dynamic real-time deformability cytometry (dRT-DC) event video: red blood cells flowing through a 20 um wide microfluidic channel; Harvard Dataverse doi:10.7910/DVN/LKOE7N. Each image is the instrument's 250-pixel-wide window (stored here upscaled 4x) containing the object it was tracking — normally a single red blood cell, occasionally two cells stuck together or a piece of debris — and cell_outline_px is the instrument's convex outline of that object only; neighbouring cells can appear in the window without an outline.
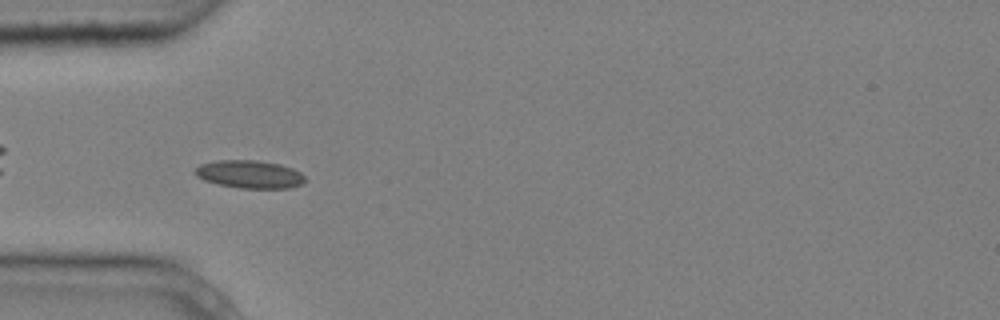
{"species": "common noctule bat (a hibernating species)", "species_latin": "Nyctalus noctula", "temperature_condition": "cold", "stored_images_in_passage": 7, "camera_frame_rate_fps": 3000, "um_per_image_px": 0.085, "animal": {"sex": "male", "body_mass_g": 20.4}, "frame": {"image": 1, "passage_image": 1, "time_ms": 0.0, "image_size_px": [1000, 320], "cell_outline_px": [[304, 180], [300, 184], [288, 188], [240, 188], [220, 184], [204, 180], [196, 176], [192, 172], [200, 164], [216, 160], [256, 160], [280, 164], [292, 168], [300, 172], [304, 176]], "centroid_in_image_um": [21.17, 14.8], "position_along_channel_um": 63.8, "area_um2": 17.8}}
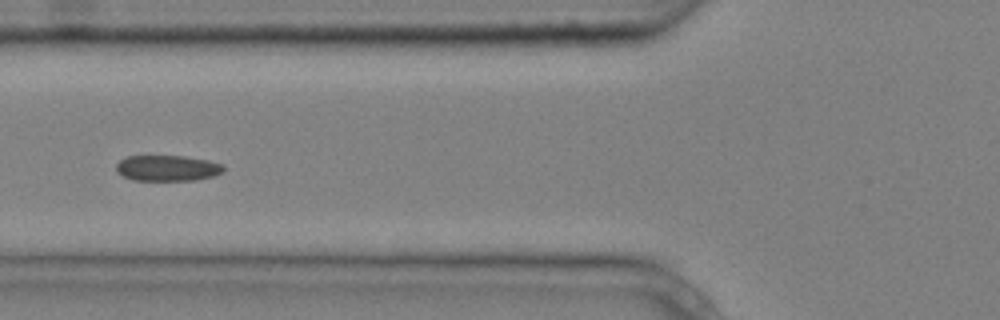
{"frame": {"image": 2, "passage_image": 2, "time_ms": 0.333, "image_size_px": [1000, 320], "cell_outline_px": [[224, 172], [212, 176], [196, 180], [132, 180], [116, 172], [116, 164], [120, 160], [128, 156], [184, 156], [208, 160], [224, 164]], "centroid_in_image_um": [14.24, 14.29], "position_along_channel_um": 111.6, "area_um2": 16.18}}
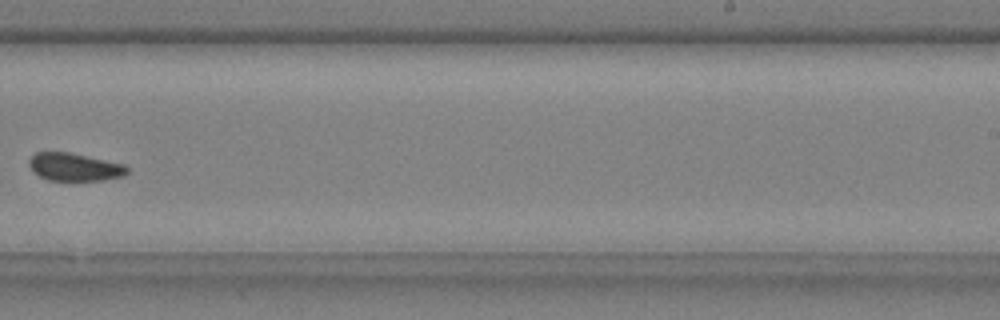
{"frame": {"image": 3, "passage_image": 6, "time_ms": 1.667, "image_size_px": [1000, 320], "cell_outline_px": [[128, 172], [124, 176], [104, 180], [48, 180], [32, 172], [28, 164], [28, 160], [36, 152], [72, 152], [124, 164], [128, 168]], "centroid_in_image_um": [6.33, 14.19], "position_along_channel_um": 282.7, "area_um2": 16.07}}